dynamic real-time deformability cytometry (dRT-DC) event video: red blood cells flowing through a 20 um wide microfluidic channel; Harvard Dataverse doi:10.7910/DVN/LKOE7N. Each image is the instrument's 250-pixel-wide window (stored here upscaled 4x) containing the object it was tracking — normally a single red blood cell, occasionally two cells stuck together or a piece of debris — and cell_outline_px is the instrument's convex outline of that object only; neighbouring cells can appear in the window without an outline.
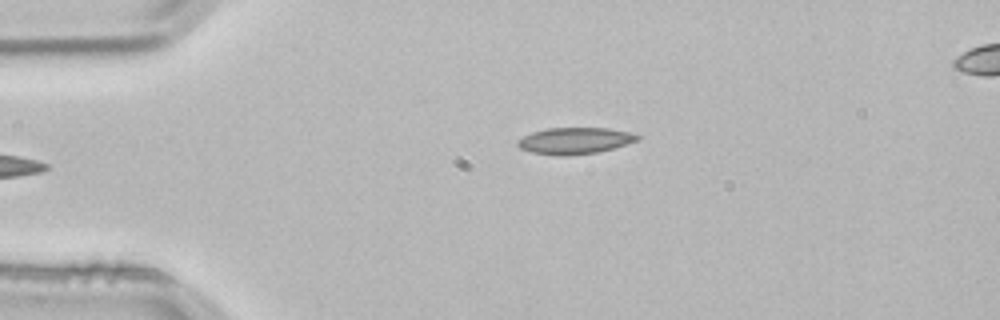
{"species": "common noctule bat (a hibernating species)", "species_latin": "Nyctalus noctula", "temperature_condition": "room temperature", "stored_images_in_passage": 3, "camera_frame_rate_fps": 3000, "um_per_image_px": 0.085, "animal": {"sex": "male", "body_mass_g": 21.5, "forearm_length_mm": 52.0}, "frame": {"image": 1, "passage_image": 3, "time_ms": 0.667, "image_size_px": [1000, 320], "cell_outline_px": [[640, 140], [612, 148], [596, 152], [564, 156], [556, 156], [532, 152], [520, 148], [516, 144], [516, 140], [532, 132], [548, 128], [608, 128], [628, 132], [640, 136]], "centroid_in_image_um": [48.83, 11.96], "position_along_channel_um": 36.2, "area_um2": 18.38}}